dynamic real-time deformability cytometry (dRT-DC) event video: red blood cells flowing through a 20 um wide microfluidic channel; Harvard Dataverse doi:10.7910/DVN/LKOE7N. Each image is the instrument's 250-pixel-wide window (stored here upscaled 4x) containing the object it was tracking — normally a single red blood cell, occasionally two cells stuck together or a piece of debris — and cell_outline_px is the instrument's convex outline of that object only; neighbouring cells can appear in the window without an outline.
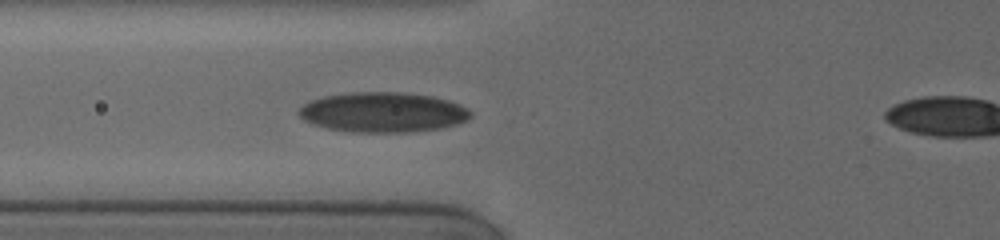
{"species": "human", "species_latin": "Homo sapiens", "temperature_condition": "cold", "stored_images_in_passage": 4, "segment_of_instrument_passage": [1, 2], "camera_frame_rate_fps": 3000, "um_per_image_px": 0.085, "donor": {"sex": "female"}, "frame": {"image": 1, "passage_image": 3, "time_ms": 1.667, "image_size_px": [1000, 240], "cell_outline_px": [[472, 116], [468, 120], [456, 124], [440, 128], [408, 132], [352, 132], [328, 128], [312, 124], [304, 120], [296, 112], [304, 104], [312, 100], [324, 96], [356, 92], [396, 92], [432, 96], [448, 100], [460, 104], [468, 108], [472, 112]], "centroid_in_image_um": [32.57, 9.54], "position_along_channel_um": 93.2, "area_um2": 40.0}}